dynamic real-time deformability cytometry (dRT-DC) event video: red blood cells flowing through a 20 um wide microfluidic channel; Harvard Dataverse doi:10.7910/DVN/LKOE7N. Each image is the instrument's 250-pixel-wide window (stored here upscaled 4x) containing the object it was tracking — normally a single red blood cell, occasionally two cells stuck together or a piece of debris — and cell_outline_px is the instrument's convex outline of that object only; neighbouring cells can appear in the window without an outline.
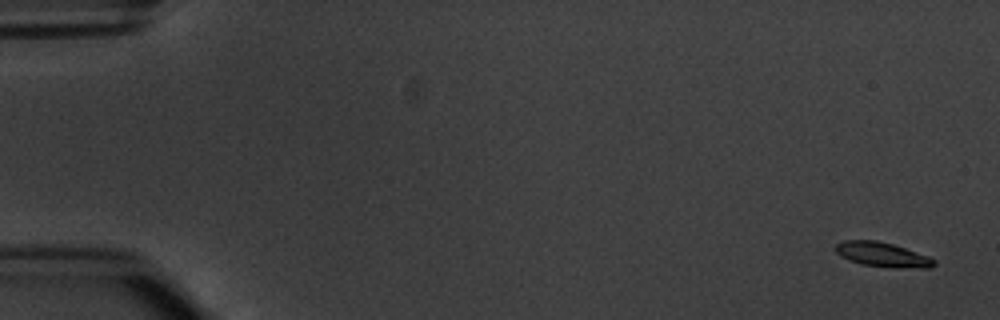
{"species": "common noctule bat (a hibernating species)", "species_latin": "Nyctalus noctula", "temperature_condition": "warm", "stored_images_in_passage": 7, "camera_frame_rate_fps": 3000, "um_per_image_px": 0.085, "animal": {"sex": "male", "body_mass_g": 20.1, "forearm_length_mm": 53.5}, "frame": {"image": 1, "passage_image": 1, "time_ms": 0.0, "image_size_px": [1000, 320], "cell_outline_px": [[936, 264], [932, 268], [896, 268], [860, 264], [848, 260], [840, 256], [836, 252], [836, 244], [844, 240], [876, 240], [892, 244], [928, 256], [936, 260]], "centroid_in_image_um": [75.02, 21.65], "position_along_channel_um": 10.0, "area_um2": 14.16}}
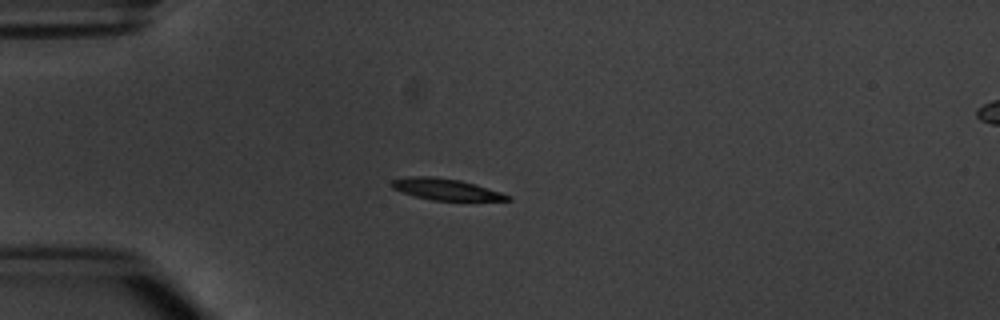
{"frame": {"image": 2, "passage_image": 4, "time_ms": 4.333, "image_size_px": [1000, 320], "cell_outline_px": [[512, 200], [432, 200], [416, 196], [392, 188], [392, 180], [408, 176], [436, 176], [460, 180], [500, 192], [512, 196]], "centroid_in_image_um": [37.89, 16.08], "position_along_channel_um": 47.1, "area_um2": 14.16}}